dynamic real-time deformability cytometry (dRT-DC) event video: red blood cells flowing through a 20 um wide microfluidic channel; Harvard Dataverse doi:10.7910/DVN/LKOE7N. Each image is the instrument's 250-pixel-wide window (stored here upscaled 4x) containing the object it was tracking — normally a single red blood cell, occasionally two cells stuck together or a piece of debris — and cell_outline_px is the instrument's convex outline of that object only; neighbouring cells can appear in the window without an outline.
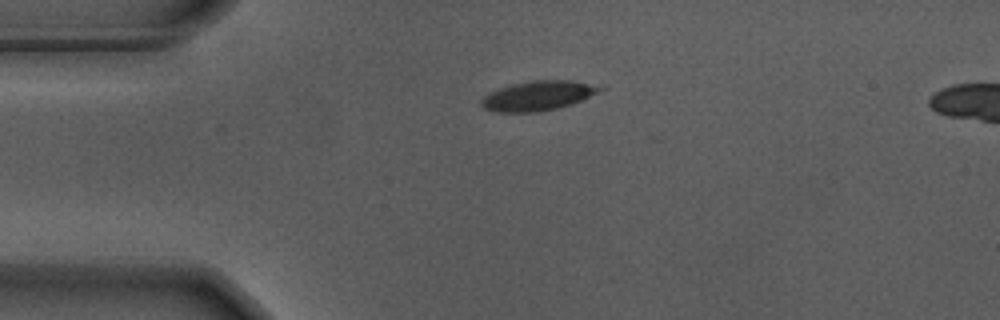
{"species": "Egyptian fruit bat (a non-hibernating species)", "species_latin": "Rousettus aegyptiacus", "temperature_condition": "warm", "stored_images_in_passage": 3, "camera_frame_rate_fps": 3000, "um_per_image_px": 0.085, "animal": {"sex": "male"}, "frame": {"image": 1, "passage_image": 1, "time_ms": 0.0, "image_size_px": [1000, 320], "cell_outline_px": [[604, 88], [572, 104], [556, 108], [536, 112], [496, 112], [484, 108], [480, 104], [480, 100], [488, 92], [512, 84], [532, 80], [572, 80]], "centroid_in_image_um": [45.63, 8.14], "position_along_channel_um": 39.4, "area_um2": 20.11}}